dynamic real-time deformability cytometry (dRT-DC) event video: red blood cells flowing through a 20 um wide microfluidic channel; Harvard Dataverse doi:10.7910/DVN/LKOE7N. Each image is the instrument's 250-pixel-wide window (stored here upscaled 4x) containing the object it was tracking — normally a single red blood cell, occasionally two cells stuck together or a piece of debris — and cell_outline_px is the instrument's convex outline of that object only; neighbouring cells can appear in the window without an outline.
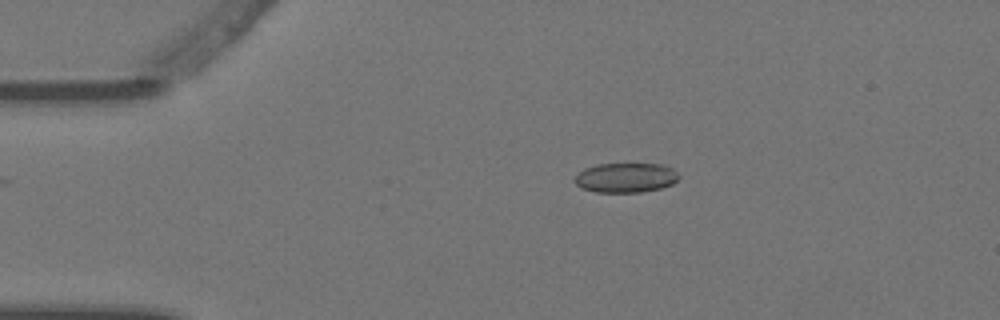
{"species": "Egyptian fruit bat (a non-hibernating species)", "species_latin": "Rousettus aegyptiacus", "temperature_condition": "warm", "stored_images_in_passage": 7, "camera_frame_rate_fps": 3000, "um_per_image_px": 0.085, "animal": {"sex": "female"}, "frame": {"image": 1, "passage_image": 2, "time_ms": 0.333, "image_size_px": [1000, 320], "cell_outline_px": [[680, 176], [672, 184], [660, 188], [640, 192], [596, 192], [580, 188], [572, 180], [584, 168], [596, 164], [664, 164], [672, 168]], "centroid_in_image_um": [53.16, 15.1], "position_along_channel_um": 31.8, "area_um2": 18.03}}
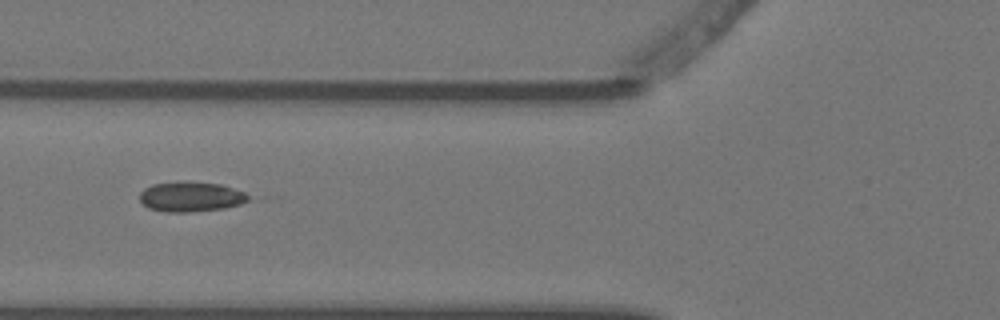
{"frame": {"image": 2, "passage_image": 5, "time_ms": 1.333, "image_size_px": [1000, 320], "cell_outline_px": [[248, 200], [240, 204], [224, 208], [188, 212], [164, 212], [148, 208], [140, 200], [140, 192], [144, 188], [152, 184], [220, 184], [244, 192], [248, 196]], "centroid_in_image_um": [16.2, 16.77], "position_along_channel_um": 109.6, "area_um2": 18.09}}
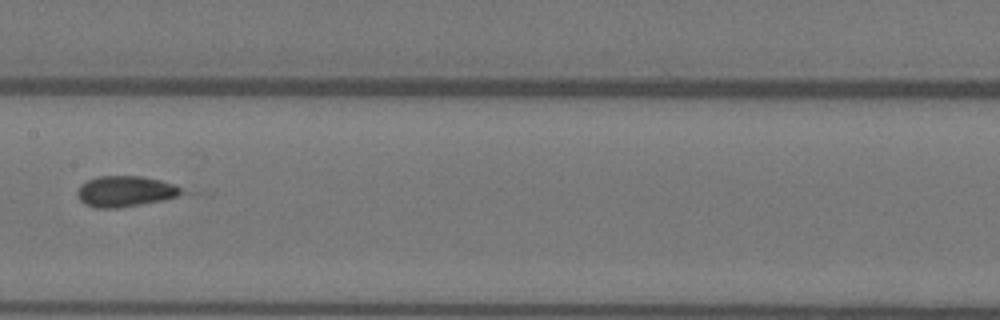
{"frame": {"image": 3, "passage_image": 7, "time_ms": 2.0, "image_size_px": [1000, 320], "cell_outline_px": [[184, 192], [176, 196], [164, 200], [116, 208], [96, 208], [84, 204], [76, 196], [76, 192], [80, 184], [88, 180], [100, 176], [140, 176], [160, 180], [172, 184], [180, 188]], "centroid_in_image_um": [10.58, 16.27], "position_along_channel_um": 196.8, "area_um2": 18.61}}